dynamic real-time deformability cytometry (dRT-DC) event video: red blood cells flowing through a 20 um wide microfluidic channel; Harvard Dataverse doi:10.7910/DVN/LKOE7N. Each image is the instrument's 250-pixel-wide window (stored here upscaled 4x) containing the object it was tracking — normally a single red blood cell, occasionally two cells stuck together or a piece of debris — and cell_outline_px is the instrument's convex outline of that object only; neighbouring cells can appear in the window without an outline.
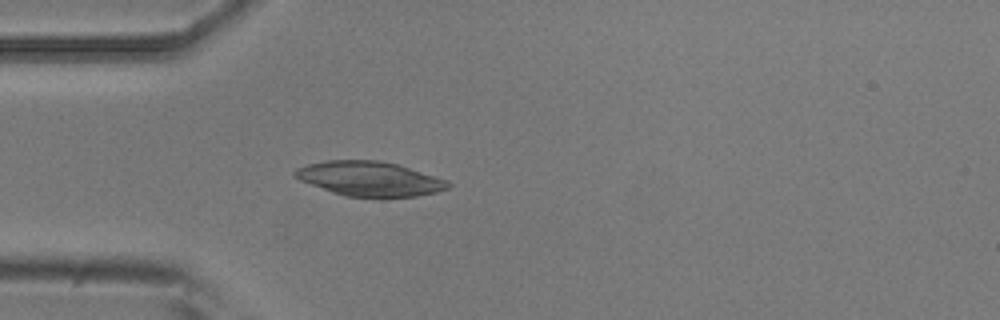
{"species": "common noctule bat (a hibernating species)", "species_latin": "Nyctalus noctula", "temperature_condition": "room temperature", "stored_images_in_passage": 3, "camera_frame_rate_fps": 3000, "um_per_image_px": 0.085, "animal": {"sex": "male", "body_mass_g": 20.5, "forearm_length_mm": 52.5}, "frame": {"image": 1, "passage_image": 3, "time_ms": 0.667, "image_size_px": [1000, 320], "cell_outline_px": [[452, 184], [448, 188], [436, 192], [416, 196], [380, 200], [348, 196], [332, 192], [300, 180], [292, 176], [292, 172], [296, 168], [308, 164], [324, 160], [380, 160], [396, 164], [448, 180]], "centroid_in_image_um": [31.42, 15.22], "position_along_channel_um": 53.6, "area_um2": 31.5}}